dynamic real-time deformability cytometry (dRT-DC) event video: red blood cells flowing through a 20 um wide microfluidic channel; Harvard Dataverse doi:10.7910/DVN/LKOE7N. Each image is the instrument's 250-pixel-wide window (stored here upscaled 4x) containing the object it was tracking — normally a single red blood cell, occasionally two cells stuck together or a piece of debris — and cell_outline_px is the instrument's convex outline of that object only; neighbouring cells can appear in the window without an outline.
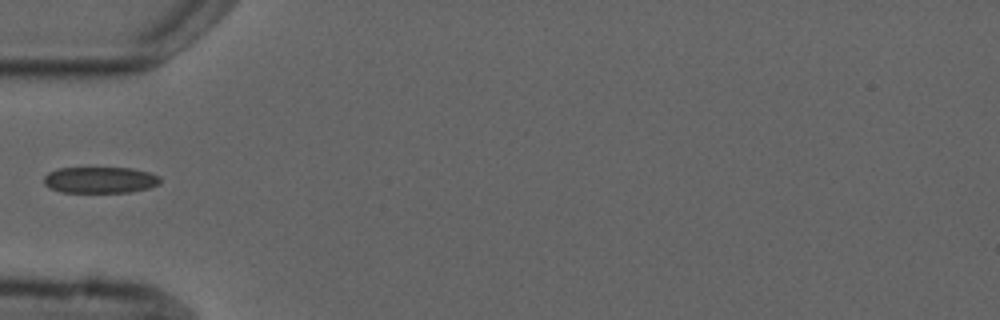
{"species": "common noctule bat (a hibernating species)", "species_latin": "Nyctalus noctula", "temperature_condition": "cold", "stored_images_in_passage": 3, "camera_frame_rate_fps": 3000, "um_per_image_px": 0.085, "animal": {"sex": "male", "forearm_length_mm": 52.5}, "frame": {"image": 1, "passage_image": 2, "time_ms": 2.0, "image_size_px": [1000, 320], "cell_outline_px": [[160, 184], [148, 188], [128, 192], [60, 192], [48, 188], [44, 184], [44, 176], [48, 172], [60, 168], [132, 168], [148, 172], [160, 176]], "centroid_in_image_um": [8.49, 15.3], "position_along_channel_um": 76.5, "area_um2": 17.86}}